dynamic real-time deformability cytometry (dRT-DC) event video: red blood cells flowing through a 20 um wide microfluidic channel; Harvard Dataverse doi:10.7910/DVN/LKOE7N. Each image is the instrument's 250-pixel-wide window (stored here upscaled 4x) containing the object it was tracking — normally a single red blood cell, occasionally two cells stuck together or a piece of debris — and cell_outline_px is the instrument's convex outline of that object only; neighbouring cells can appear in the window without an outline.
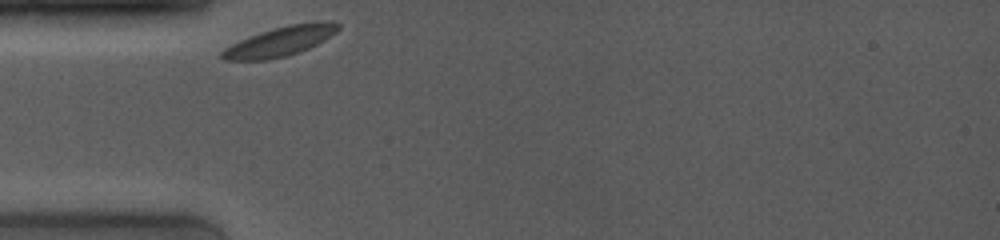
{"species": "common noctule bat (a hibernating species)", "species_latin": "Nyctalus noctula", "temperature_condition": "room temperature", "stored_images_in_passage": 22, "camera_frame_rate_fps": 4000, "um_per_image_px": 0.085, "animal": {"sex": "female", "body_mass_g": 19.0, "forearm_length_mm": 53.3}, "frame": {"image": 1, "passage_image": 1, "time_ms": 0.0, "image_size_px": [1000, 240], "cell_outline_px": [[340, 28], [336, 32], [324, 40], [300, 52], [268, 60], [224, 60], [220, 56], [220, 52], [224, 48], [248, 36], [272, 28], [288, 24], [312, 20], [332, 20], [340, 24]], "centroid_in_image_um": [23.85, 3.48], "position_along_channel_um": 61.1, "area_um2": 20.4}}
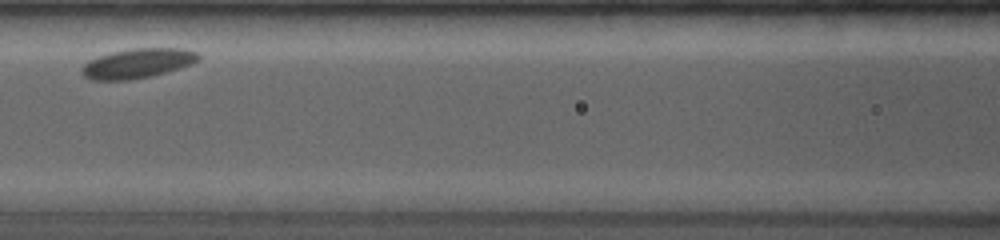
{"frame": {"image": 2, "passage_image": 9, "time_ms": 2.75, "image_size_px": [1000, 240], "cell_outline_px": [[200, 60], [192, 64], [152, 76], [128, 80], [92, 80], [84, 76], [80, 72], [80, 68], [88, 60], [112, 52], [132, 48], [184, 48], [196, 52], [200, 56]], "centroid_in_image_um": [11.69, 5.38], "position_along_channel_um": 154.9, "area_um2": 20.23}}
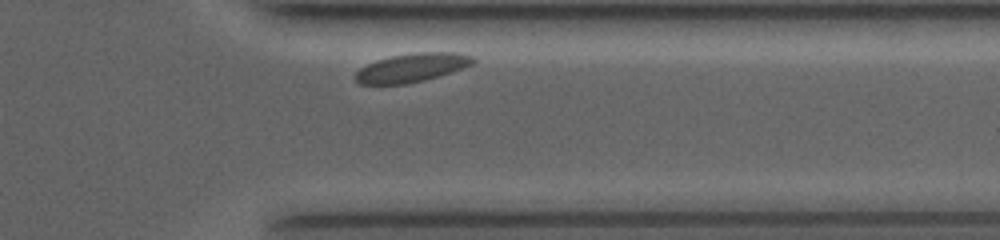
{"frame": {"image": 3, "passage_image": 21, "time_ms": 9.0, "image_size_px": [1000, 240], "cell_outline_px": [[476, 60], [472, 64], [464, 68], [424, 80], [404, 84], [360, 84], [356, 80], [356, 72], [360, 68], [376, 60], [392, 56], [416, 52], [456, 52], [472, 56]], "centroid_in_image_um": [35.03, 5.74], "position_along_channel_um": 376.4, "area_um2": 19.48}}